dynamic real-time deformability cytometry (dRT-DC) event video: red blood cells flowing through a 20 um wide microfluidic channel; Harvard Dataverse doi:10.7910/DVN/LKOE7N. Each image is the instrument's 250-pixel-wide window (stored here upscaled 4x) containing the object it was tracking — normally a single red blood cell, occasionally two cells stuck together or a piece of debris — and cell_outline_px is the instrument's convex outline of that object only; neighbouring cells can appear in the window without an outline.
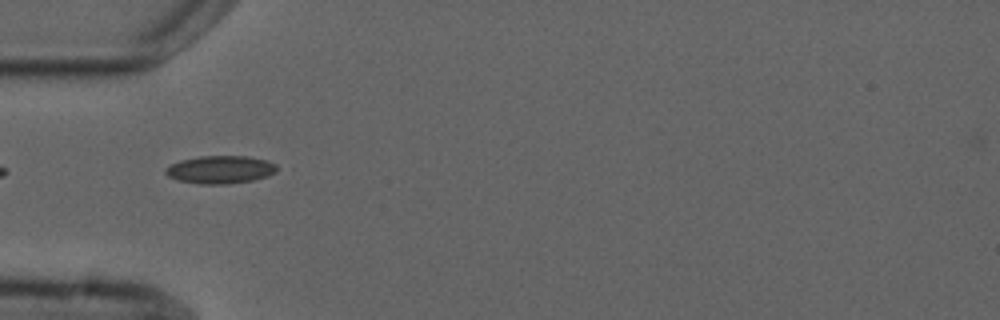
{"species": "common noctule bat (a hibernating species)", "species_latin": "Nyctalus noctula", "temperature_condition": "cold", "stored_images_in_passage": 3, "camera_frame_rate_fps": 3000, "um_per_image_px": 0.085, "animal": {"sex": "male", "forearm_length_mm": 52.5}, "frame": {"image": 1, "passage_image": 3, "time_ms": 2.333, "image_size_px": [1000, 320], "cell_outline_px": [[276, 172], [268, 176], [252, 180], [228, 184], [200, 184], [176, 180], [168, 176], [164, 172], [164, 168], [180, 160], [200, 156], [248, 156], [264, 160], [276, 164]], "centroid_in_image_um": [18.69, 14.42], "position_along_channel_um": 66.3, "area_um2": 18.09}}